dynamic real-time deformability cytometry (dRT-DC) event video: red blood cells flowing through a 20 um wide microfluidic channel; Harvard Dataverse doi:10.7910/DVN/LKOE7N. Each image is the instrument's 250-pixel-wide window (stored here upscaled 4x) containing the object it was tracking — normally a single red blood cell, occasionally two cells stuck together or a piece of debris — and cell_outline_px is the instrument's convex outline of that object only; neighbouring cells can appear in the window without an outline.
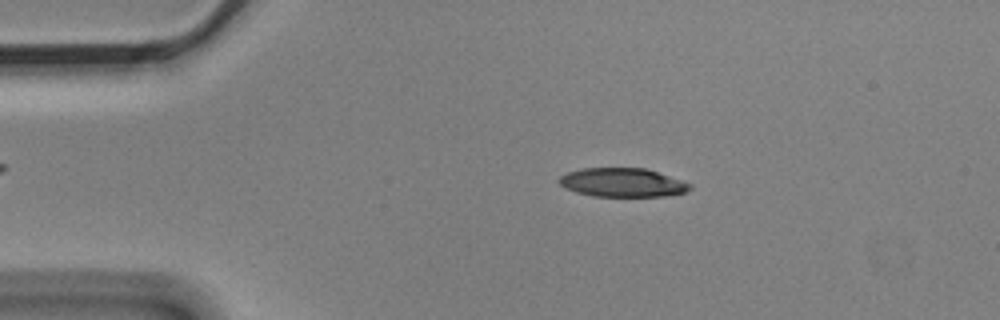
{"species": "Egyptian fruit bat (a non-hibernating species)", "species_latin": "Rousettus aegyptiacus", "temperature_condition": "cold", "stored_images_in_passage": 3, "camera_frame_rate_fps": 3000, "um_per_image_px": 0.085, "animal": {"sex": "male"}, "frame": {"image": 1, "passage_image": 2, "time_ms": 0.333, "image_size_px": [1000, 320], "cell_outline_px": [[692, 188], [684, 192], [664, 196], [592, 196], [576, 192], [564, 188], [556, 180], [560, 176], [568, 172], [580, 168], [648, 168], [692, 184]], "centroid_in_image_um": [52.88, 15.51], "position_along_channel_um": 32.1, "area_um2": 22.08}}